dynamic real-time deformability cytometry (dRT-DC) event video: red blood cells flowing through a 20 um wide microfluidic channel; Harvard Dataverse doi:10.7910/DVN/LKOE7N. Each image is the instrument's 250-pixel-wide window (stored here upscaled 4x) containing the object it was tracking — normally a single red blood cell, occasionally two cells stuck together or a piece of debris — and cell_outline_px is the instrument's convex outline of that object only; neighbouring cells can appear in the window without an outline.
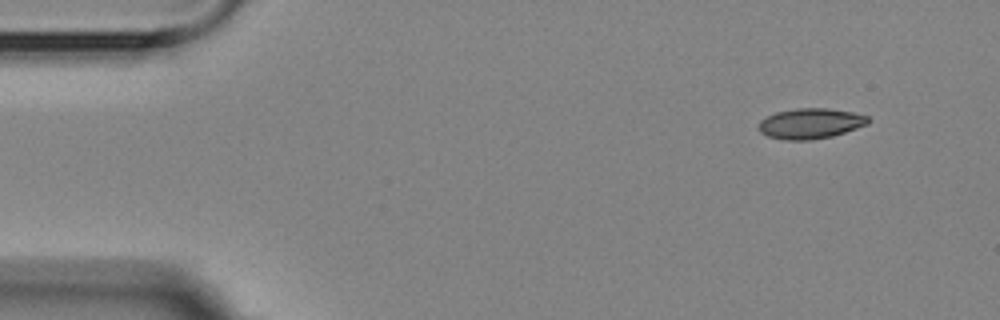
{"species": "Egyptian fruit bat (a non-hibernating species)", "species_latin": "Rousettus aegyptiacus", "temperature_condition": "room temperature", "stored_images_in_passage": 5, "camera_frame_rate_fps": 3000, "um_per_image_px": 0.085, "animal": {"sex": "female"}, "frame": {"image": 1, "passage_image": 1, "time_ms": 0.0, "image_size_px": [1000, 320], "cell_outline_px": [[872, 120], [868, 124], [832, 136], [812, 140], [784, 140], [768, 136], [760, 132], [756, 128], [760, 120], [776, 112], [796, 108], [828, 108], [852, 112], [868, 116]], "centroid_in_image_um": [68.87, 10.5], "position_along_channel_um": 16.1, "area_um2": 19.54}}
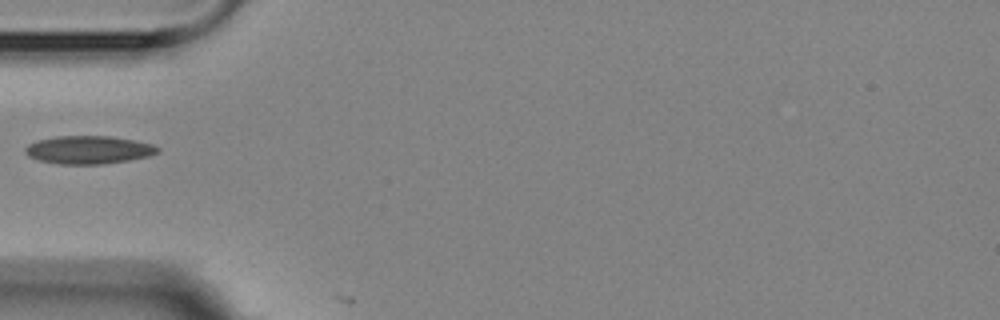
{"frame": {"image": 2, "passage_image": 4, "time_ms": 4.333, "image_size_px": [1000, 320], "cell_outline_px": [[160, 152], [148, 156], [128, 160], [100, 164], [60, 164], [40, 160], [28, 156], [24, 152], [24, 148], [28, 144], [36, 140], [56, 136], [108, 136], [132, 140], [152, 144], [160, 148]], "centroid_in_image_um": [7.5, 12.73], "position_along_channel_um": 77.5, "area_um2": 21.56}}